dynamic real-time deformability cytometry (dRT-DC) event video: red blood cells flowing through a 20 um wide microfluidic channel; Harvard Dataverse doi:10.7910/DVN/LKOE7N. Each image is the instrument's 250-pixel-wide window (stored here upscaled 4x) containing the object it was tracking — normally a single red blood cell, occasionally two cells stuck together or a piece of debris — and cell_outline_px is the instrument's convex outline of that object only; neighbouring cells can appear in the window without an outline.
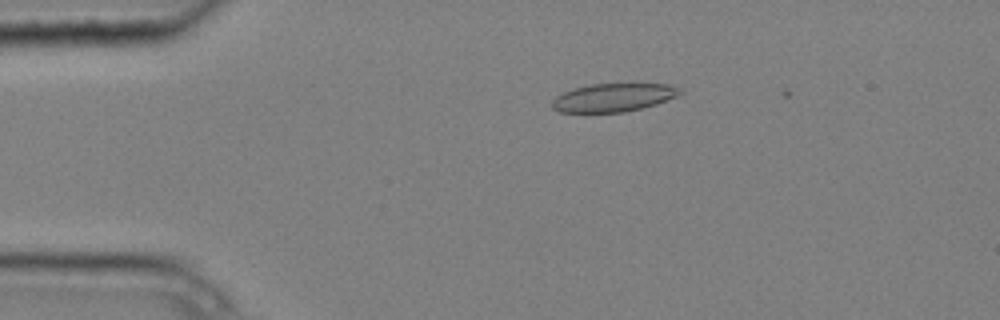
{"species": "common noctule bat (a hibernating species)", "species_latin": "Nyctalus noctula", "temperature_condition": "cold", "stored_images_in_passage": 4, "camera_frame_rate_fps": 3000, "um_per_image_px": 0.085, "animal": {"sex": "male", "body_mass_g": 20.4}, "frame": {"image": 1, "passage_image": 2, "time_ms": 0.333, "image_size_px": [1000, 320], "cell_outline_px": [[684, 92], [676, 96], [656, 104], [644, 108], [624, 112], [560, 112], [552, 108], [552, 100], [556, 96], [564, 92], [576, 88], [592, 84], [668, 84], [680, 88]], "centroid_in_image_um": [52.15, 8.29], "position_along_channel_um": 32.8, "area_um2": 20.92}}
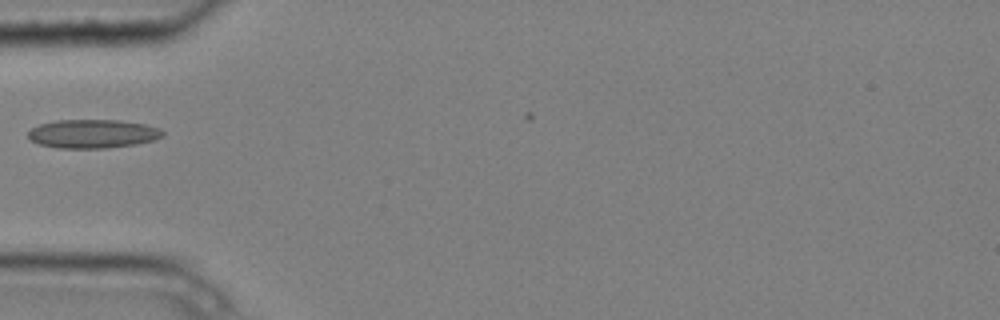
{"frame": {"image": 2, "passage_image": 4, "time_ms": 1.0, "image_size_px": [1000, 320], "cell_outline_px": [[164, 136], [156, 140], [136, 144], [108, 148], [60, 148], [40, 144], [32, 140], [28, 136], [28, 132], [32, 128], [40, 124], [56, 120], [120, 120], [144, 124], [160, 128], [164, 132]], "centroid_in_image_um": [7.93, 11.37], "position_along_channel_um": 77.1, "area_um2": 22.54}}